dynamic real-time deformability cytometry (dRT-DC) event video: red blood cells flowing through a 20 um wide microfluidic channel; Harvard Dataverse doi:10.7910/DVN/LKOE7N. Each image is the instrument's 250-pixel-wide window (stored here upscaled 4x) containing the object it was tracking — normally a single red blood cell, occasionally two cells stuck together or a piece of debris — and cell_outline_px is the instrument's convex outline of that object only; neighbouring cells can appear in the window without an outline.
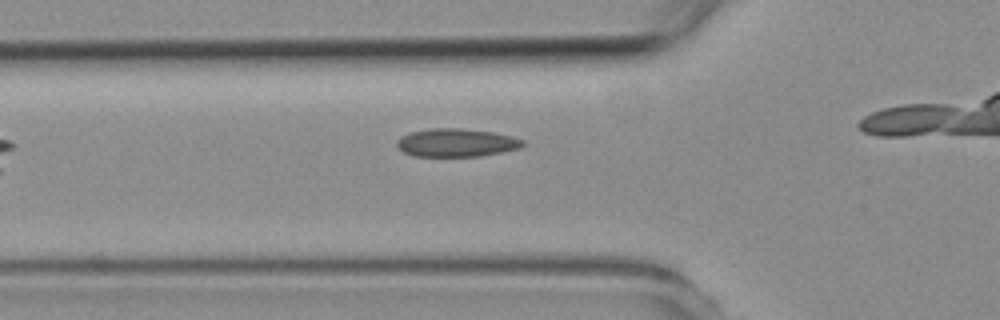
{"species": "common noctule bat (a hibernating species)", "species_latin": "Nyctalus noctula", "temperature_condition": "room temperature", "stored_images_in_passage": 6, "camera_frame_rate_fps": 3000, "um_per_image_px": 0.085, "animal": {"sex": "female", "body_mass_g": 19.3, "forearm_length_mm": 54.1}, "frame": {"image": 1, "passage_image": 5, "time_ms": 5.667, "image_size_px": [1000, 320], "cell_outline_px": [[524, 144], [520, 148], [480, 156], [416, 156], [404, 152], [396, 144], [396, 140], [400, 136], [408, 132], [432, 128], [456, 128], [492, 132], [512, 136], [524, 140]], "centroid_in_image_um": [38.77, 12.12], "position_along_channel_um": 87.0, "area_um2": 20.58}}